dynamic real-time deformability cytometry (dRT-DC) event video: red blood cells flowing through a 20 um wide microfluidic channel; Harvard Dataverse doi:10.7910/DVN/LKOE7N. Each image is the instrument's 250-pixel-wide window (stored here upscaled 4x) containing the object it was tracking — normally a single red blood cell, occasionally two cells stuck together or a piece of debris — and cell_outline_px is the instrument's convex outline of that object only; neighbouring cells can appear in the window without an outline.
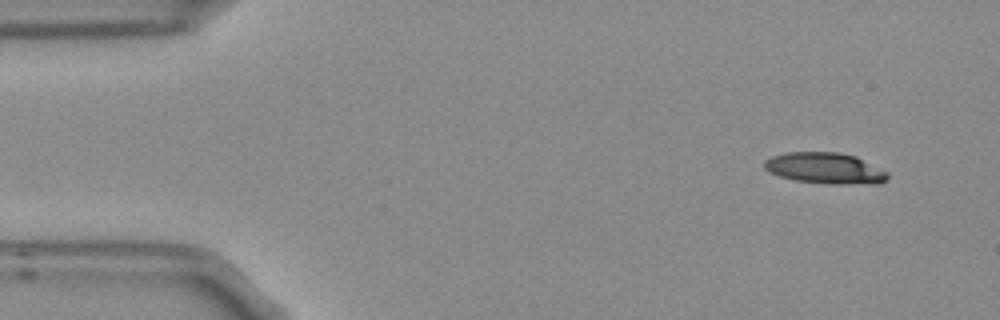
{"species": "Egyptian fruit bat (a non-hibernating species)", "species_latin": "Rousettus aegyptiacus", "temperature_condition": "room temperature", "stored_images_in_passage": 4, "camera_frame_rate_fps": 3000, "um_per_image_px": 0.085, "frame": {"image": 1, "passage_image": 1, "time_ms": 0.0, "image_size_px": [1000, 320], "cell_outline_px": [[888, 180], [880, 184], [828, 184], [796, 180], [780, 176], [764, 168], [764, 160], [772, 156], [784, 152], [836, 152], [856, 156], [888, 172]], "centroid_in_image_um": [70.17, 14.3], "position_along_channel_um": 14.8, "area_um2": 22.43}}
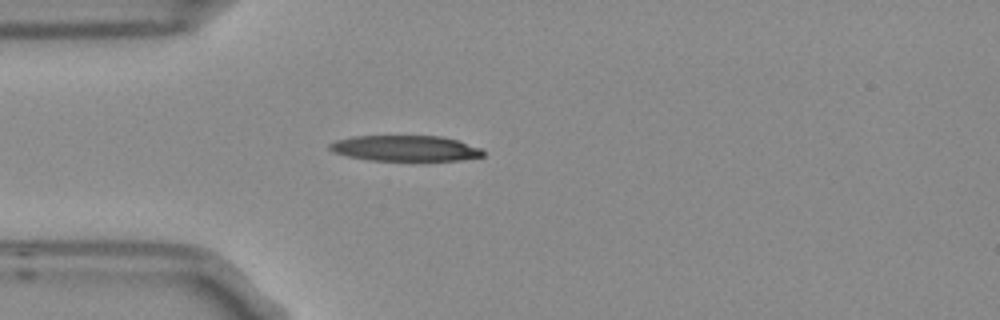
{"frame": {"image": 2, "passage_image": 4, "time_ms": 1.0, "image_size_px": [1000, 320], "cell_outline_px": [[484, 156], [460, 160], [372, 160], [348, 156], [332, 152], [328, 148], [328, 144], [336, 140], [352, 136], [440, 136], [456, 140], [480, 148], [484, 152]], "centroid_in_image_um": [34.41, 12.6], "position_along_channel_um": 50.6, "area_um2": 22.77}}